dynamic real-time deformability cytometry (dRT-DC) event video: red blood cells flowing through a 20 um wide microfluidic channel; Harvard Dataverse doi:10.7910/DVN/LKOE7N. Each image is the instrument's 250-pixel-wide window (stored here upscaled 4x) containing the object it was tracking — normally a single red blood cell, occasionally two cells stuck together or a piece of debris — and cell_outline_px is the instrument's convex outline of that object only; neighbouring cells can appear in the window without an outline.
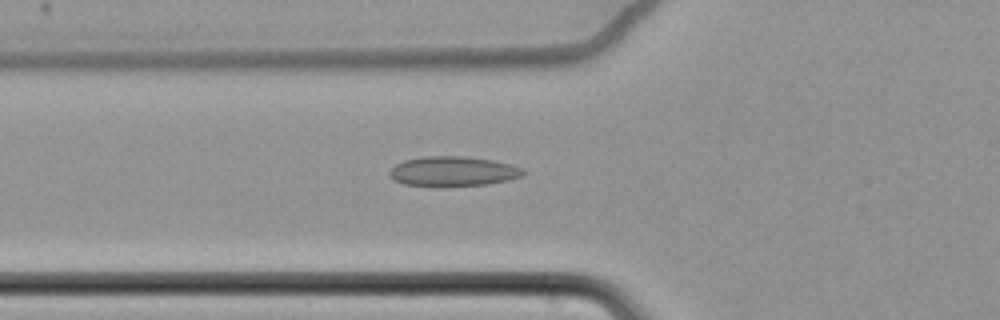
{"species": "common noctule bat (a hibernating species)", "species_latin": "Nyctalus noctula", "temperature_condition": "cold", "stored_images_in_passage": 60, "camera_frame_rate_fps": 3000, "um_per_image_px": 0.085, "animal": {"sex": "female", "body_mass_g": 22.7, "forearm_length_mm": 54.2}, "frame": {"image": 1, "passage_image": 23, "time_ms": 7.333, "image_size_px": [1000, 320], "cell_outline_px": [[524, 176], [508, 180], [488, 184], [404, 184], [392, 180], [388, 172], [396, 164], [404, 160], [424, 156], [468, 156], [492, 160], [524, 168]], "centroid_in_image_um": [38.52, 14.52], "position_along_channel_um": 87.3, "area_um2": 22.6}}
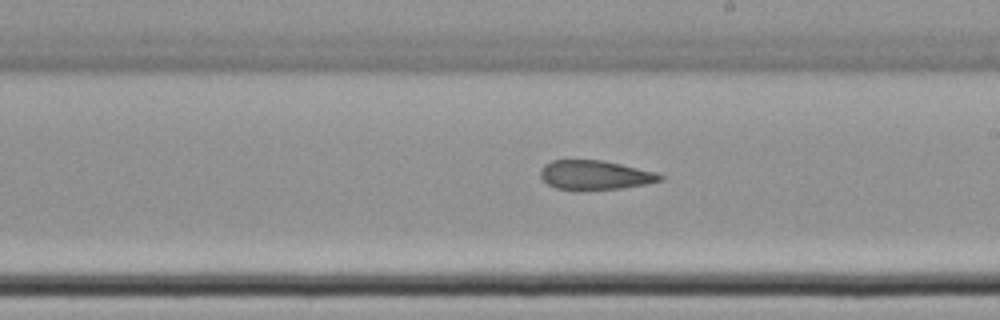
{"frame": {"image": 2, "passage_image": 36, "time_ms": 11.667, "image_size_px": [1000, 320], "cell_outline_px": [[664, 180], [644, 184], [620, 188], [556, 188], [548, 184], [540, 176], [540, 172], [544, 164], [552, 160], [600, 160], [660, 172], [664, 176]], "centroid_in_image_um": [50.63, 14.84], "position_along_channel_um": 238.4, "area_um2": 19.94}}
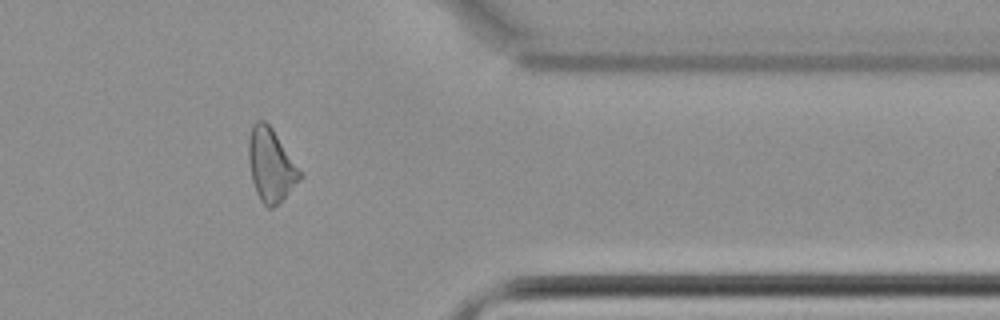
{"frame": {"image": 3, "passage_image": 50, "time_ms": 16.333, "image_size_px": [1000, 320], "cell_outline_px": [[304, 176], [284, 200], [272, 208], [268, 208], [260, 200], [256, 192], [252, 180], [248, 160], [248, 140], [252, 124], [256, 120], [264, 120], [272, 128]], "centroid_in_image_um": [23.02, 14.06], "position_along_channel_um": 388.4, "area_um2": 22.02}}